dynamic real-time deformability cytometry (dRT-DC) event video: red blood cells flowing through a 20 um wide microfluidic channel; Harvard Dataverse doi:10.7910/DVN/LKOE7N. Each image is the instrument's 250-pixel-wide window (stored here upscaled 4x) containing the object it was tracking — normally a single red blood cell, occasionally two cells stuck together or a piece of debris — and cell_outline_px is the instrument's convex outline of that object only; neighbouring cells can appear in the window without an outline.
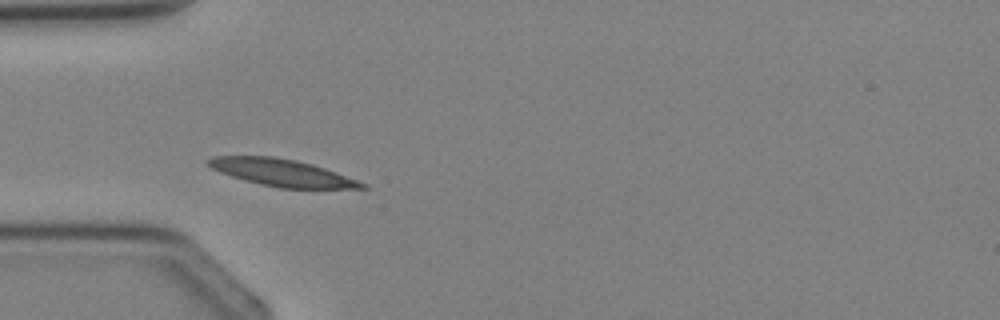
{"species": "Egyptian fruit bat (a non-hibernating species)", "species_latin": "Rousettus aegyptiacus", "temperature_condition": "cold", "stored_images_in_passage": 2, "camera_frame_rate_fps": 3000, "um_per_image_px": 0.085, "animal": {"sex": "female"}, "frame": {"image": 1, "passage_image": 1, "time_ms": 0.0, "image_size_px": [1000, 320], "cell_outline_px": [[368, 188], [280, 188], [260, 184], [244, 180], [220, 172], [204, 164], [204, 160], [212, 156], [272, 156], [296, 160], [312, 164], [336, 172], [368, 184]], "centroid_in_image_um": [23.92, 14.67], "position_along_channel_um": 61.1, "area_um2": 24.22}}
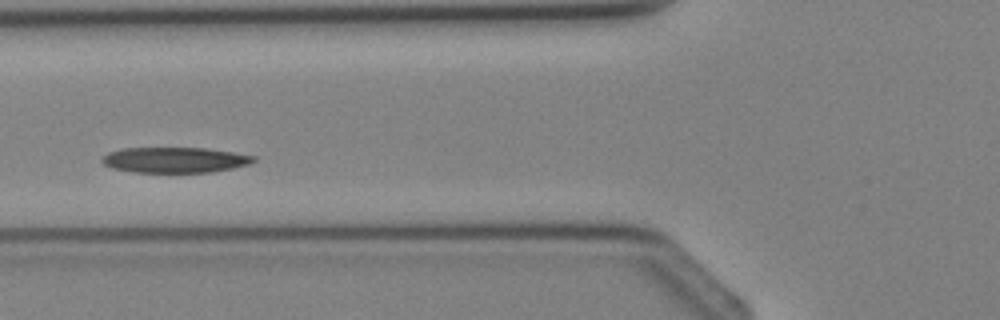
{"frame": {"image": 2, "passage_image": 2, "time_ms": 1.0, "image_size_px": [1000, 320], "cell_outline_px": [[256, 160], [248, 164], [232, 168], [212, 172], [132, 172], [112, 168], [104, 164], [100, 160], [108, 152], [124, 148], [204, 148], [232, 152], [256, 156]], "centroid_in_image_um": [14.84, 13.59], "position_along_channel_um": 111.0, "area_um2": 22.43}}